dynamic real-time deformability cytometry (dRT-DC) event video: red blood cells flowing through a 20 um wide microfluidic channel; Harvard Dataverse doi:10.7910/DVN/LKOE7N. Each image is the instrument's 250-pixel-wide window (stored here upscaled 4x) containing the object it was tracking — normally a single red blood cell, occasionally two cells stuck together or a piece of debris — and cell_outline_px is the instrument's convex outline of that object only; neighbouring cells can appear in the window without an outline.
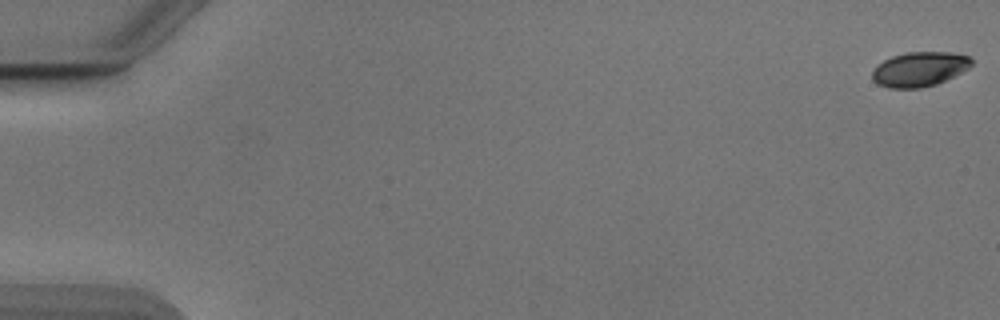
{"species": "Egyptian fruit bat (a non-hibernating species)", "species_latin": "Rousettus aegyptiacus", "temperature_condition": "cold", "stored_images_in_passage": 2, "camera_frame_rate_fps": 3000, "um_per_image_px": 0.085, "animal": {"sex": "male"}, "frame": {"image": 1, "passage_image": 1, "time_ms": 0.0, "image_size_px": [1000, 320], "cell_outline_px": [[972, 64], [968, 68], [936, 84], [920, 88], [888, 88], [876, 84], [872, 80], [872, 68], [876, 64], [892, 56], [904, 52], [952, 52], [968, 56], [972, 60]], "centroid_in_image_um": [78.09, 5.87], "position_along_channel_um": 6.9, "area_um2": 20.11}}